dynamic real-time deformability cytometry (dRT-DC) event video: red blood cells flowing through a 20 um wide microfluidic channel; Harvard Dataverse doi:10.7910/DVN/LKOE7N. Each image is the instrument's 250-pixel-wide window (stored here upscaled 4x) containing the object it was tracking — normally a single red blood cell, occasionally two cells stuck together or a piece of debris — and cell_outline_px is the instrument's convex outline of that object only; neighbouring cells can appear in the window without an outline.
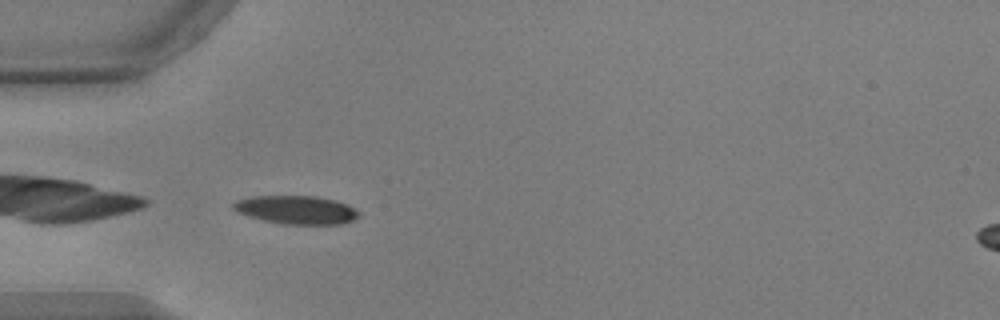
{"species": "common noctule bat (a hibernating species)", "species_latin": "Nyctalus noctula", "temperature_condition": "warm", "stored_images_in_passage": 37, "camera_frame_rate_fps": 3000, "um_per_image_px": 0.085, "animal": {"sex": "male", "body_mass_g": 17.9, "forearm_length_mm": 54.2}, "frame": {"image": 1, "passage_image": 1, "time_ms": 0.0, "image_size_px": [1000, 320], "cell_outline_px": [[360, 216], [344, 224], [284, 224], [264, 220], [248, 216], [236, 212], [232, 208], [232, 204], [236, 200], [252, 196], [316, 196], [336, 200], [348, 204], [360, 212]], "centroid_in_image_um": [25.2, 17.83], "position_along_channel_um": 59.8, "area_um2": 20.92}}
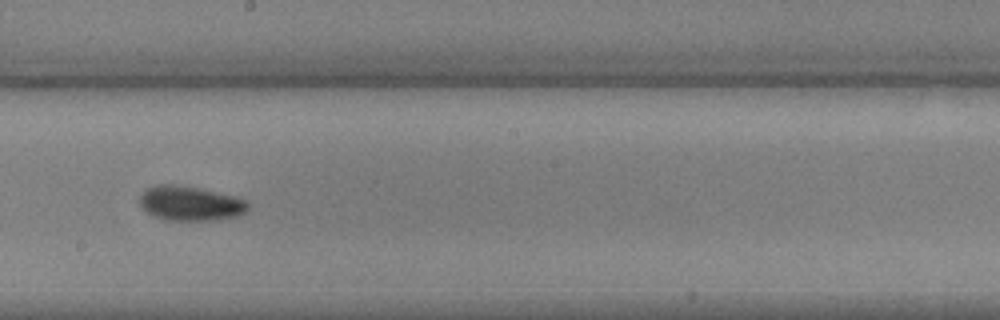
{"frame": {"image": 2, "passage_image": 15, "time_ms": 4.667, "image_size_px": [1000, 320], "cell_outline_px": [[248, 208], [240, 216], [216, 220], [168, 220], [152, 216], [140, 208], [140, 196], [148, 188], [160, 184], [172, 184], [196, 188], [236, 196], [248, 200]], "centroid_in_image_um": [16.18, 17.3], "position_along_channel_um": 232.0, "area_um2": 21.85}}
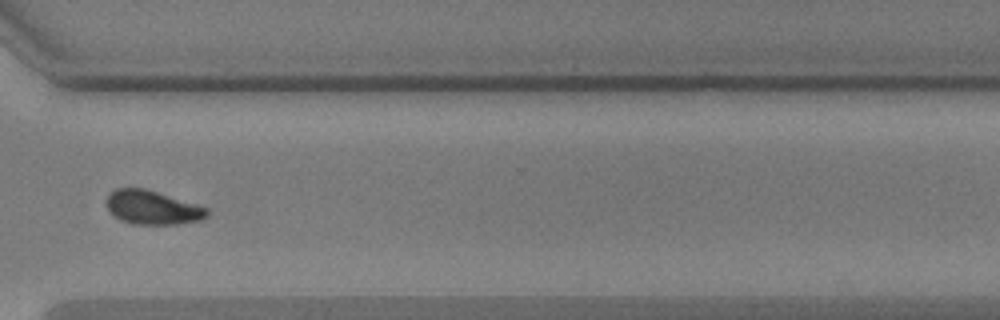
{"frame": {"image": 3, "passage_image": 25, "time_ms": 8.0, "image_size_px": [1000, 320], "cell_outline_px": [[208, 216], [200, 220], [180, 224], [132, 224], [120, 220], [104, 204], [108, 196], [116, 188], [144, 188], [196, 204], [208, 208]], "centroid_in_image_um": [12.95, 17.65], "position_along_channel_um": 357.6, "area_um2": 19.71}, "authors_computed_cell_mechanics": {"area_um2": 20.4612, "velocity_mm_per_s": 3.7628, "shape_relaxation_time_tau1_ms": 3.7505, "shape_relaxation_time_tau2_ms": 3.4775, "deformation_change_tau1": 0.1215, "deformation_change_tau2": 0.0724}}